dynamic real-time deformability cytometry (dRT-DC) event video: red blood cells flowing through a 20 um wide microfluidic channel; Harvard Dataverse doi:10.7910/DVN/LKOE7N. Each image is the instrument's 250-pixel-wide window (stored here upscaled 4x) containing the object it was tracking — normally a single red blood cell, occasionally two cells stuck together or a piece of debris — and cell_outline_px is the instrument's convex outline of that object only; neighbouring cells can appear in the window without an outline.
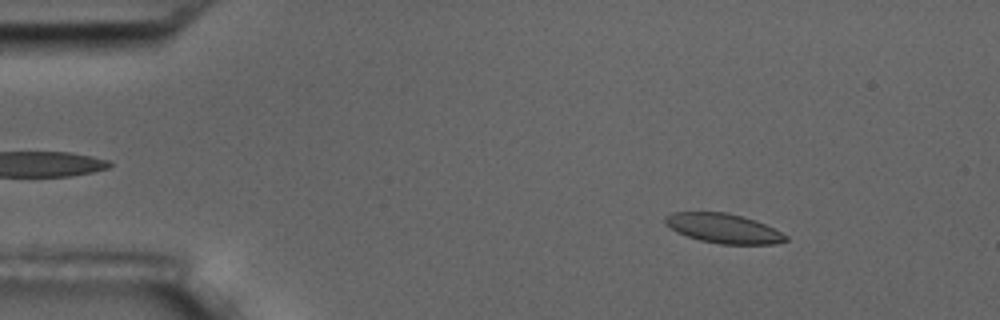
{"species": "common noctule bat (a hibernating species)", "species_latin": "Nyctalus noctula", "temperature_condition": "room temperature", "stored_images_in_passage": 55, "camera_frame_rate_fps": 3000, "um_per_image_px": 0.085, "animal": {"sex": "male", "body_mass_g": 17.5, "forearm_length_mm": 52.3}, "frame": {"image": 1, "passage_image": 7, "time_ms": 2.0, "image_size_px": [1000, 320], "cell_outline_px": [[788, 240], [776, 244], [720, 244], [700, 240], [676, 232], [664, 224], [664, 216], [672, 212], [724, 212], [740, 216], [764, 224], [788, 236]], "centroid_in_image_um": [61.44, 19.41], "position_along_channel_um": 23.6, "area_um2": 20.58}}
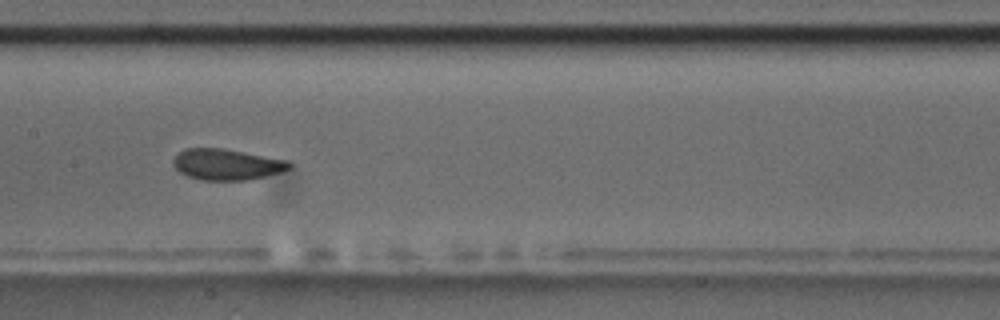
{"frame": {"image": 2, "passage_image": 27, "time_ms": 8.667, "image_size_px": [1000, 320], "cell_outline_px": [[292, 168], [280, 172], [248, 180], [200, 180], [188, 176], [180, 172], [172, 164], [172, 160], [184, 148], [220, 148], [288, 160], [292, 164]], "centroid_in_image_um": [19.27, 13.98], "position_along_channel_um": 188.1, "area_um2": 20.87}}
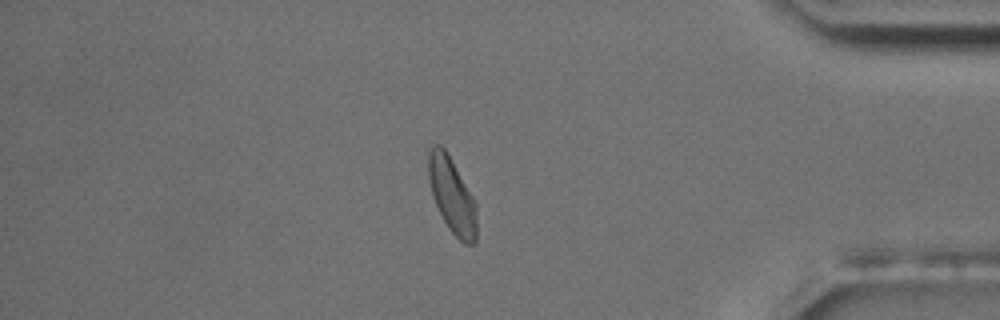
{"frame": {"image": 3, "passage_image": 47, "time_ms": 15.333, "image_size_px": [1000, 320], "cell_outline_px": [[476, 244], [464, 244], [448, 228], [432, 196], [428, 176], [428, 152], [432, 144], [440, 144], [444, 148], [472, 196], [476, 204]], "centroid_in_image_um": [38.4, 16.62], "position_along_channel_um": 396.8, "area_um2": 20.92}, "authors_computed_cell_mechanics": {"area_um2": 21.1548, "velocity_mm_per_s": 3.6042, "shape_relaxation_time_tau1_ms": 4.4719, "shape_relaxation_time_tau2_ms": 1.3213, "deformation_change_tau1": 0.0921, "deformation_change_tau2": 0.0499}}